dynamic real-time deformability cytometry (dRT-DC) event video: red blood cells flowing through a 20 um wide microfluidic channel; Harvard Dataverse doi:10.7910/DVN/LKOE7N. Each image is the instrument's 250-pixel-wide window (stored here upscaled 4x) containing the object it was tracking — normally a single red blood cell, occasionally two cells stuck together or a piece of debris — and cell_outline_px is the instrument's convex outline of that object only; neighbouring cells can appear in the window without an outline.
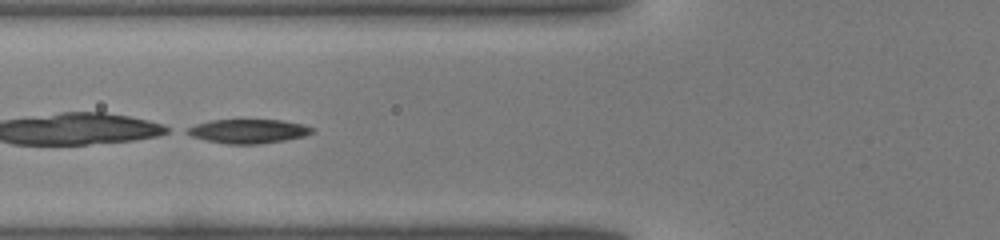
{"species": "common noctule bat (a hibernating species)", "species_latin": "Nyctalus noctula", "temperature_condition": "warm", "stored_images_in_passage": 42, "camera_frame_rate_fps": 3000, "um_per_image_px": 0.085, "animal": {"sex": "male", "body_mass_g": 19.0, "forearm_length_mm": 50.8}, "frame": {"image": 1, "passage_image": 17, "time_ms": 5.333, "image_size_px": [1000, 240], "cell_outline_px": [[316, 132], [304, 136], [284, 140], [260, 144], [224, 144], [192, 136], [184, 132], [188, 128], [196, 124], [212, 120], [280, 120], [304, 124], [312, 128]], "centroid_in_image_um": [21.13, 11.15], "position_along_channel_um": 104.7, "area_um2": 17.46}}
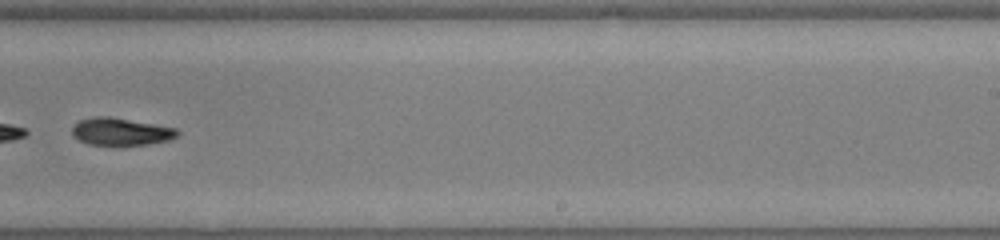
{"frame": {"image": 2, "passage_image": 28, "time_ms": 9.0, "image_size_px": [1000, 240], "cell_outline_px": [[180, 132], [176, 136], [168, 140], [148, 144], [88, 144], [72, 136], [72, 128], [80, 120], [96, 116], [108, 116], [176, 128]], "centroid_in_image_um": [10.26, 11.18], "position_along_channel_um": 278.7, "area_um2": 16.42}}
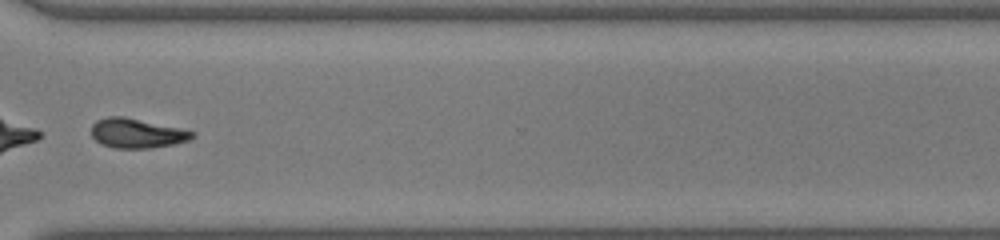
{"frame": {"image": 3, "passage_image": 33, "time_ms": 10.667, "image_size_px": [1000, 240], "cell_outline_px": [[196, 136], [188, 140], [172, 144], [152, 148], [116, 148], [100, 144], [92, 136], [92, 124], [96, 120], [108, 116], [124, 116], [180, 128], [196, 132]], "centroid_in_image_um": [11.63, 11.32], "position_along_channel_um": 359.0, "area_um2": 17.4}}